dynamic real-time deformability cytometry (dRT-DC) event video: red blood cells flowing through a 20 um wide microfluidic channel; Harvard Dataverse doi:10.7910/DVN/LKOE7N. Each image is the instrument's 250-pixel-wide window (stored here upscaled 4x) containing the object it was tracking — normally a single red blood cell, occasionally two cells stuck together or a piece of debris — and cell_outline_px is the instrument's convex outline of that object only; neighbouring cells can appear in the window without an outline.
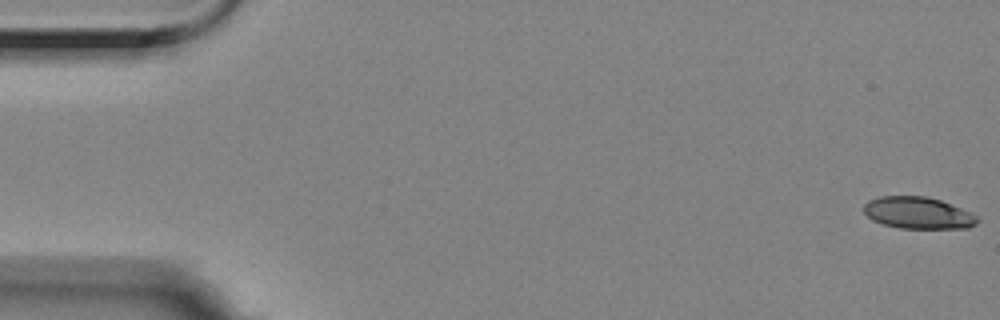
{"species": "Egyptian fruit bat (a non-hibernating species)", "species_latin": "Rousettus aegyptiacus", "temperature_condition": "room temperature", "stored_images_in_passage": 10, "segment_of_instrument_passage": [1, 2], "camera_frame_rate_fps": 3000, "um_per_image_px": 0.085, "animal": {"sex": "female"}, "frame": {"image": 1, "passage_image": 1, "time_ms": 0.0, "image_size_px": [1000, 320], "cell_outline_px": [[980, 220], [976, 224], [968, 228], [900, 228], [884, 224], [872, 220], [864, 212], [864, 204], [868, 200], [880, 196], [924, 196], [940, 200], [972, 212]], "centroid_in_image_um": [78.05, 18.09], "position_along_channel_um": 7.0, "area_um2": 21.04}}
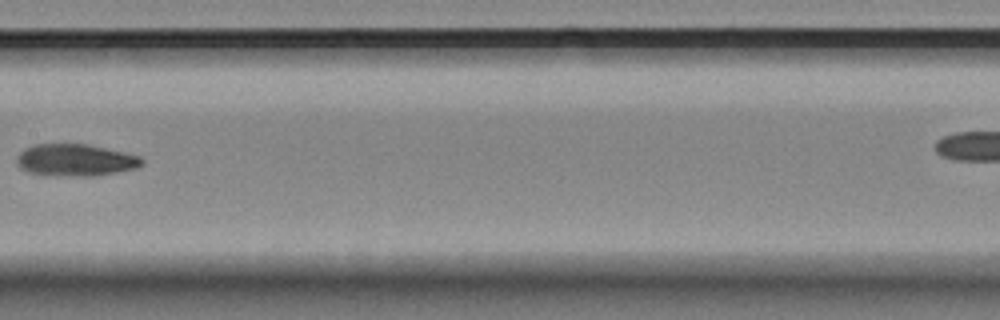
{"frame": {"image": 2, "passage_image": 9, "time_ms": 2.667, "image_size_px": [1000, 320], "cell_outline_px": [[144, 164], [136, 168], [116, 172], [92, 176], [56, 176], [28, 172], [20, 168], [16, 164], [16, 156], [24, 148], [32, 144], [88, 144], [124, 152], [140, 156], [144, 160]], "centroid_in_image_um": [6.38, 13.6], "position_along_channel_um": 201.0, "area_um2": 23.58}}